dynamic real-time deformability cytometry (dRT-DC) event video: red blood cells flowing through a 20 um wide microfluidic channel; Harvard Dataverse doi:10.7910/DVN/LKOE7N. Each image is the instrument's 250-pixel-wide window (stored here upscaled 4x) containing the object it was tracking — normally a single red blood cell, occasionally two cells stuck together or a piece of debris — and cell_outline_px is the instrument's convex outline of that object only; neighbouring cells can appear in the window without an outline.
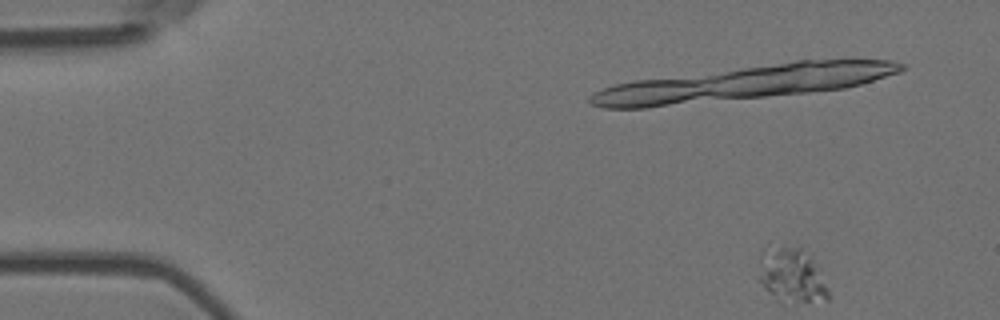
{"species": "Egyptian fruit bat (a non-hibernating species)", "species_latin": "Rousettus aegyptiacus", "temperature_condition": "room temperature", "stored_images_in_passage": 4, "camera_frame_rate_fps": 3000, "um_per_image_px": 0.085, "animal": {"sex": "female"}, "frame": {"image": 1, "passage_image": 4, "time_ms": 1.0, "image_size_px": [1000, 320], "cell_outline_px": [[832, 296], [828, 300], [784, 304], [780, 304], [764, 288], [760, 280], [760, 252], [768, 240], [800, 248], [808, 256]], "centroid_in_image_um": [67.2, 23.38], "position_along_channel_um": 17.8, "area_um2": 22.77}}